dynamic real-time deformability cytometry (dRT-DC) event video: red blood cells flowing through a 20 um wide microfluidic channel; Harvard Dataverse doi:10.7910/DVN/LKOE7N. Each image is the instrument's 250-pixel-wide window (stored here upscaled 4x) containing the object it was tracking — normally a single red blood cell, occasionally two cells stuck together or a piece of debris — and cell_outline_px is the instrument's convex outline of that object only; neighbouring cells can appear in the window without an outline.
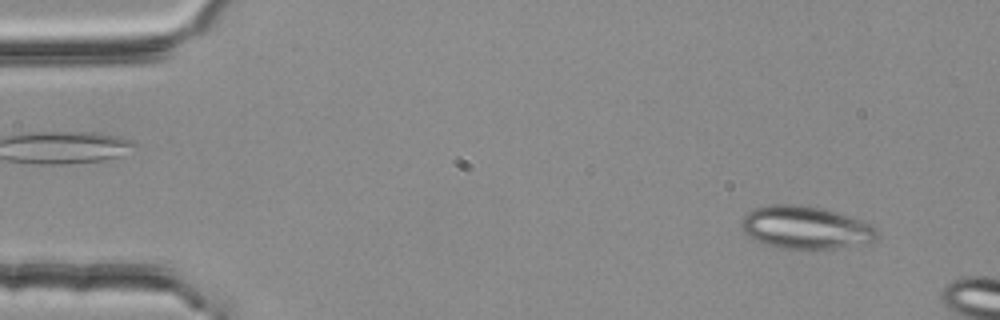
{"species": "common noctule bat (a hibernating species)", "species_latin": "Nyctalus noctula", "temperature_condition": "room temperature", "stored_images_in_passage": 9, "camera_frame_rate_fps": 3000, "um_per_image_px": 0.085, "animal": {"sex": "female", "body_mass_g": 25.1}, "frame": {"image": 1, "passage_image": 4, "time_ms": 1.0, "image_size_px": [1000, 320], "cell_outline_px": [[880, 236], [872, 244], [836, 248], [784, 248], [764, 244], [748, 236], [744, 232], [740, 224], [740, 220], [748, 212], [756, 208], [772, 204], [796, 204], [820, 208], [836, 212], [872, 224], [880, 232]], "centroid_in_image_um": [68.53, 19.35], "position_along_channel_um": 16.5, "area_um2": 33.99}}